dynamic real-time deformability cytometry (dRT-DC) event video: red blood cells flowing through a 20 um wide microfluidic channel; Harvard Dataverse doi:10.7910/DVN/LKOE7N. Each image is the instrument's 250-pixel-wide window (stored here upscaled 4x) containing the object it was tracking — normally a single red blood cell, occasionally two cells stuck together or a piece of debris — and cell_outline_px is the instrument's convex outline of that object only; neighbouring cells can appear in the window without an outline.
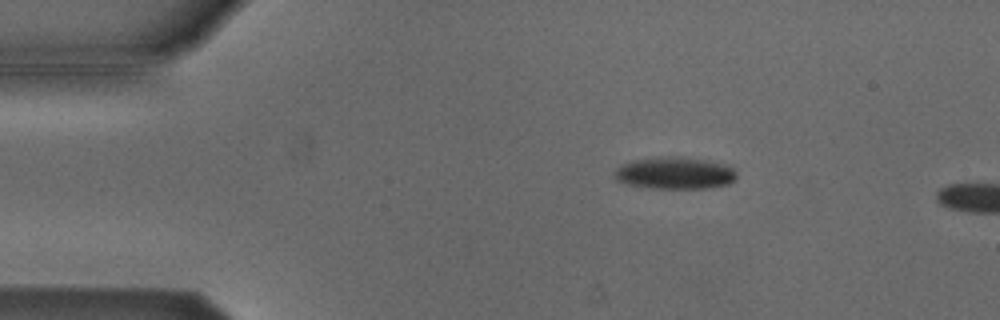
{"species": "Egyptian fruit bat (a non-hibernating species)", "species_latin": "Rousettus aegyptiacus", "temperature_condition": "cold", "stored_images_in_passage": 3, "camera_frame_rate_fps": 3000, "um_per_image_px": 0.085, "animal": {"sex": "male"}, "frame": {"image": 1, "passage_image": 2, "time_ms": 0.333, "image_size_px": [1000, 320], "cell_outline_px": [[736, 180], [728, 184], [708, 188], [652, 188], [628, 184], [616, 180], [616, 168], [620, 164], [632, 160], [660, 156], [684, 156], [708, 160], [728, 164], [736, 172]], "centroid_in_image_um": [57.39, 14.69], "position_along_channel_um": 27.6, "area_um2": 23.12}}